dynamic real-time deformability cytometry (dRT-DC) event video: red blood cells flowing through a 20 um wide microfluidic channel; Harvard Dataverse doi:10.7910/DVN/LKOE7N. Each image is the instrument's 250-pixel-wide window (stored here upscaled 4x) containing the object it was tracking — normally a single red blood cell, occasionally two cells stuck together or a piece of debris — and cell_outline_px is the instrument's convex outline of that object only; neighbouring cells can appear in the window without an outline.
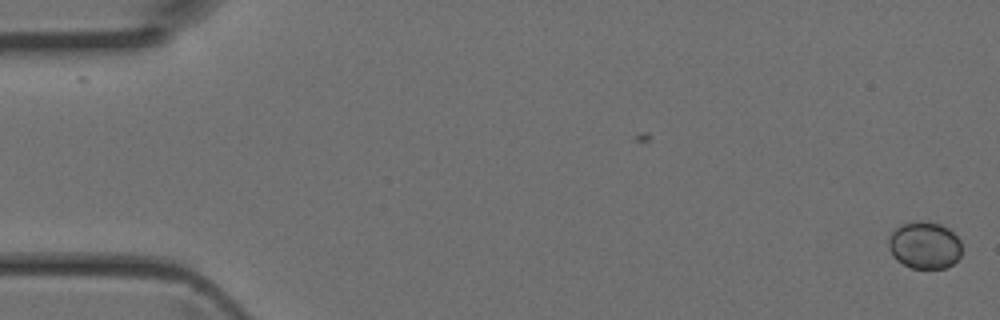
{"species": "Egyptian fruit bat (a non-hibernating species)", "species_latin": "Rousettus aegyptiacus", "temperature_condition": "room temperature", "stored_images_in_passage": 2, "camera_frame_rate_fps": 3000, "um_per_image_px": 0.085, "animal": {"sex": "female"}, "frame": {"image": 1, "passage_image": 2, "time_ms": 0.333, "image_size_px": [1000, 320], "cell_outline_px": [[960, 256], [952, 264], [944, 268], [912, 268], [896, 260], [888, 248], [888, 240], [892, 232], [900, 224], [916, 220], [920, 220], [940, 224], [948, 228], [960, 240]], "centroid_in_image_um": [78.56, 20.83], "position_along_channel_um": 6.4, "area_um2": 20.11}}